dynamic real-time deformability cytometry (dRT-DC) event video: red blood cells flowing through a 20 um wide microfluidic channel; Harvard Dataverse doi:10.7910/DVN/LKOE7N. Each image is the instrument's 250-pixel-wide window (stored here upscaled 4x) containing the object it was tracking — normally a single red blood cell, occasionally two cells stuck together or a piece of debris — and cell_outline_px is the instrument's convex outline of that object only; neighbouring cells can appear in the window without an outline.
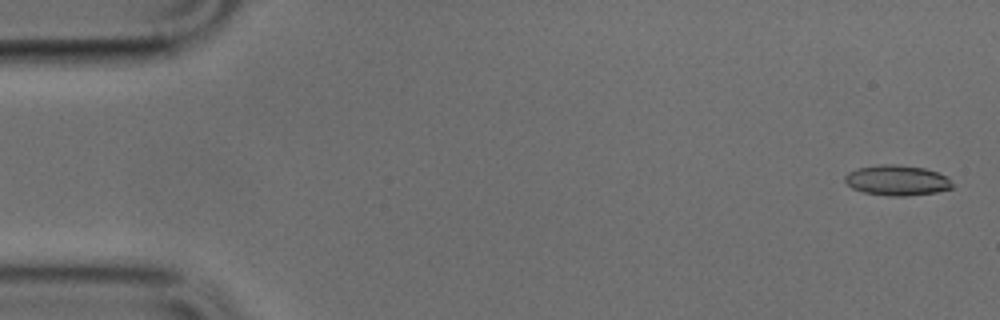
{"species": "common noctule bat (a hibernating species)", "species_latin": "Nyctalus noctula", "temperature_condition": "cold", "stored_images_in_passage": 7, "camera_frame_rate_fps": 3000, "um_per_image_px": 0.085, "animal": {"sex": "male", "body_mass_g": 17.9, "forearm_length_mm": 54.2}, "frame": {"image": 1, "passage_image": 2, "time_ms": 0.333, "image_size_px": [1000, 320], "cell_outline_px": [[952, 188], [936, 192], [904, 196], [888, 196], [864, 192], [852, 188], [844, 180], [844, 176], [848, 172], [856, 168], [884, 164], [892, 164], [924, 168], [948, 176], [952, 184]], "centroid_in_image_um": [76.23, 15.33], "position_along_channel_um": 8.8, "area_um2": 18.9}}